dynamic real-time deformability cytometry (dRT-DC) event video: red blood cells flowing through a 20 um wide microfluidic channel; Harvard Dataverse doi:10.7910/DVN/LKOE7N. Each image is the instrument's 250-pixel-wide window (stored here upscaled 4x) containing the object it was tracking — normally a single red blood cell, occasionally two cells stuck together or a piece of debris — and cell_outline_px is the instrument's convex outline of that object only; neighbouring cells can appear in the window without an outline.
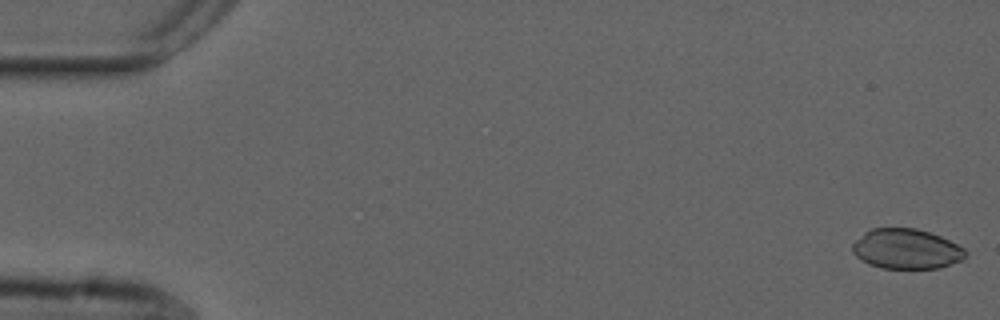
{"species": "common noctule bat (a hibernating species)", "species_latin": "Nyctalus noctula", "temperature_condition": "cold", "stored_images_in_passage": 54, "camera_frame_rate_fps": 3000, "um_per_image_px": 0.085, "animal": {"sex": "male", "forearm_length_mm": 52.5}, "frame": {"image": 1, "passage_image": 1, "time_ms": 0.0, "image_size_px": [1000, 320], "cell_outline_px": [[968, 256], [964, 260], [940, 268], [880, 268], [868, 264], [856, 256], [852, 252], [852, 244], [864, 232], [872, 228], [916, 228], [940, 236], [964, 248], [968, 252]], "centroid_in_image_um": [77.06, 21.17], "position_along_channel_um": 7.9, "area_um2": 26.53}}
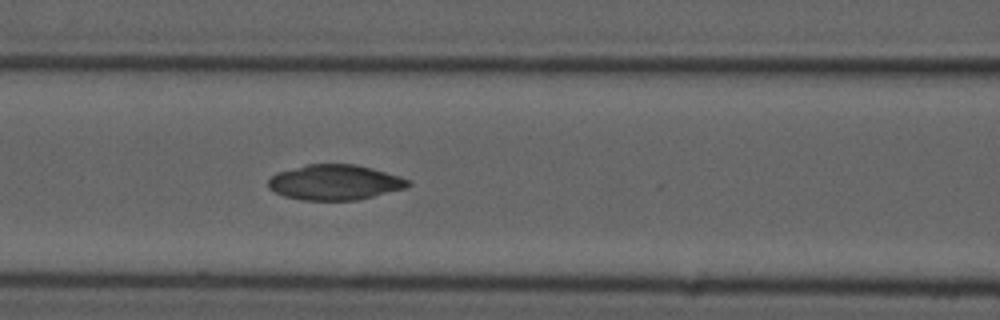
{"frame": {"image": 2, "passage_image": 23, "time_ms": 7.333, "image_size_px": [1000, 320], "cell_outline_px": [[412, 184], [408, 188], [356, 200], [304, 200], [284, 196], [268, 188], [268, 180], [276, 172], [308, 164], [356, 164], [400, 176], [408, 180]], "centroid_in_image_um": [28.47, 15.5], "position_along_channel_um": 138.1, "area_um2": 28.73}}
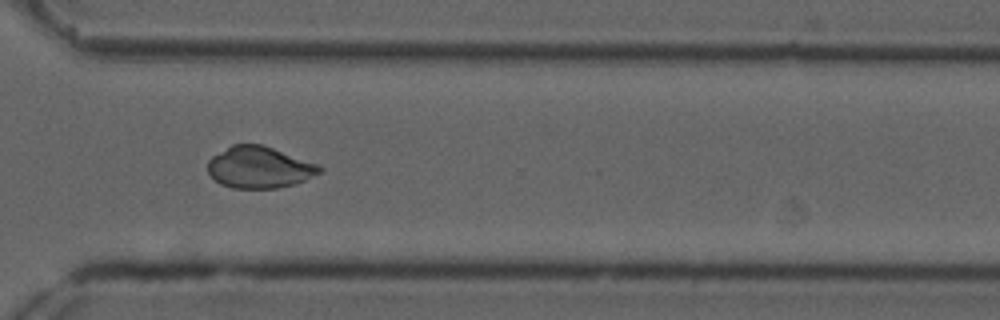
{"frame": {"image": 3, "passage_image": 40, "time_ms": 13.0, "image_size_px": [1000, 320], "cell_outline_px": [[324, 172], [304, 180], [292, 184], [276, 188], [232, 188], [220, 184], [208, 172], [208, 160], [212, 156], [232, 144], [260, 144], [272, 148], [316, 164], [324, 168]], "centroid_in_image_um": [22.03, 14.23], "position_along_channel_um": 348.6, "area_um2": 26.82}, "authors_computed_cell_mechanics": {"area_um2": 27.9752, "velocity_mm_per_s": 3.7203, "shape_relaxation_time_tau1_ms": null, "shape_relaxation_time_tau2_ms": 2.3761, "deformation_change_tau1": null, "deformation_change_tau2": 0.0457}}